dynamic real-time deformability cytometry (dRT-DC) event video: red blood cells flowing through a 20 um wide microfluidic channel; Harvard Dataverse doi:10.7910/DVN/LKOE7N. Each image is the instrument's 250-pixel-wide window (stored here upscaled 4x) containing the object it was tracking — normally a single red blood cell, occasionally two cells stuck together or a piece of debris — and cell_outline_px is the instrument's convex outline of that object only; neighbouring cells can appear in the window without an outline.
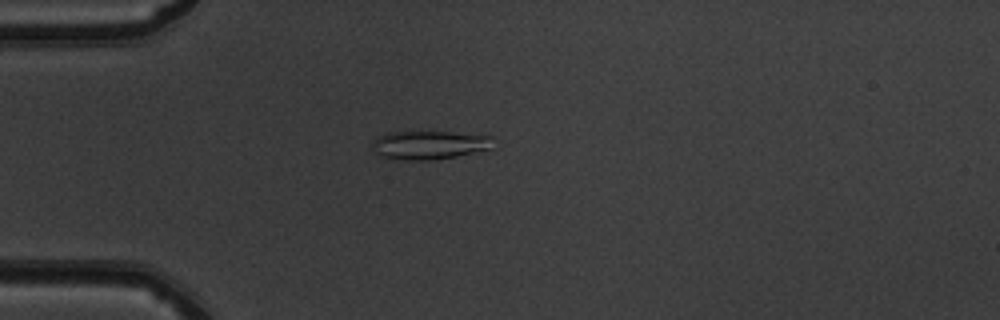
{"species": "common noctule bat (a hibernating species)", "species_latin": "Nyctalus noctula", "temperature_condition": "warm", "stored_images_in_passage": 46, "camera_frame_rate_fps": 3000, "um_per_image_px": 0.085, "animal": {"sex": "male", "body_mass_g": 19.5, "forearm_length_mm": 54.6}, "frame": {"image": 1, "passage_image": 10, "time_ms": 3.0, "image_size_px": [1000, 320], "cell_outline_px": [[492, 148], [456, 156], [432, 160], [408, 160], [384, 156], [376, 152], [372, 148], [372, 140], [388, 132], [420, 128], [492, 136]], "centroid_in_image_um": [36.47, 12.25], "position_along_channel_um": 48.5, "area_um2": 20.87}}
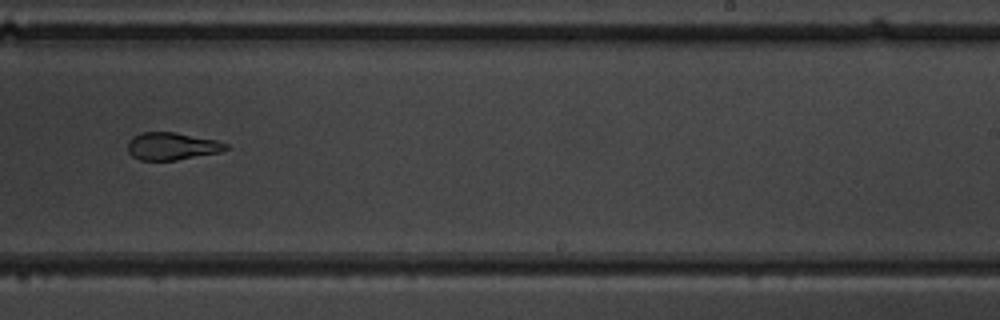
{"frame": {"image": 2, "passage_image": 28, "time_ms": 9.0, "image_size_px": [1000, 320], "cell_outline_px": [[228, 148], [220, 152], [176, 160], [140, 160], [132, 156], [128, 152], [128, 140], [132, 136], [140, 132], [176, 132], [216, 140], [228, 144]], "centroid_in_image_um": [14.58, 12.42], "position_along_channel_um": 274.4, "area_um2": 15.78}}
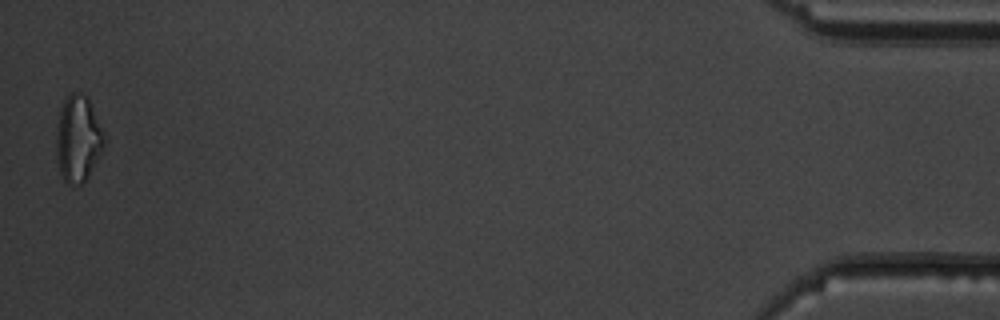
{"frame": {"image": 3, "passage_image": 46, "time_ms": 15.0, "image_size_px": [1000, 320], "cell_outline_px": [[104, 144], [84, 184], [68, 184], [64, 180], [60, 172], [56, 152], [56, 128], [60, 112], [64, 100], [72, 92], [80, 92], [88, 96], [104, 132]], "centroid_in_image_um": [6.63, 11.77], "position_along_channel_um": 428.6, "area_um2": 23.99}, "authors_computed_cell_mechanics": {"area_um2": 18.0625, "velocity_mm_per_s": 4.0433, "shape_relaxation_time_tau1_ms": 5.9094, "shape_relaxation_time_tau2_ms": 2.3755, "deformation_change_tau1": 0.1811, "deformation_change_tau2": 0.0991}}